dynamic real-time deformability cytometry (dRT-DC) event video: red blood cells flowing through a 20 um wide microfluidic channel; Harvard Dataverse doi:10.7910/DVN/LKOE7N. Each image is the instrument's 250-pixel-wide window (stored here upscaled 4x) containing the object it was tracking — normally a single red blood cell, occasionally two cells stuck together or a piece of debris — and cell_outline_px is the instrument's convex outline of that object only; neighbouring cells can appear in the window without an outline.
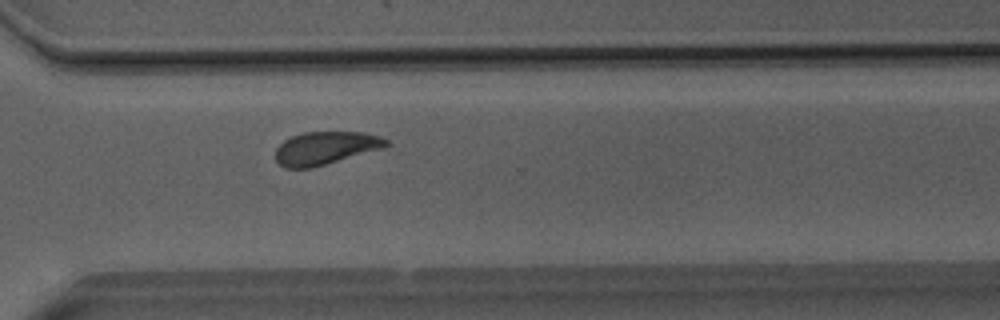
{"species": "Egyptian fruit bat (a non-hibernating species)", "species_latin": "Rousettus aegyptiacus", "temperature_condition": "room temperature", "stored_images_in_passage": 43, "camera_frame_rate_fps": 3000, "um_per_image_px": 0.085, "animal": {"sex": "male"}, "frame": {"image": 1, "passage_image": 29, "time_ms": 9.333, "image_size_px": [1000, 320], "cell_outline_px": [[388, 144], [384, 148], [312, 168], [284, 168], [276, 160], [276, 148], [284, 140], [292, 136], [304, 132], [364, 132], [380, 136], [388, 140]], "centroid_in_image_um": [27.67, 12.58], "position_along_channel_um": 342.9, "area_um2": 21.27}}
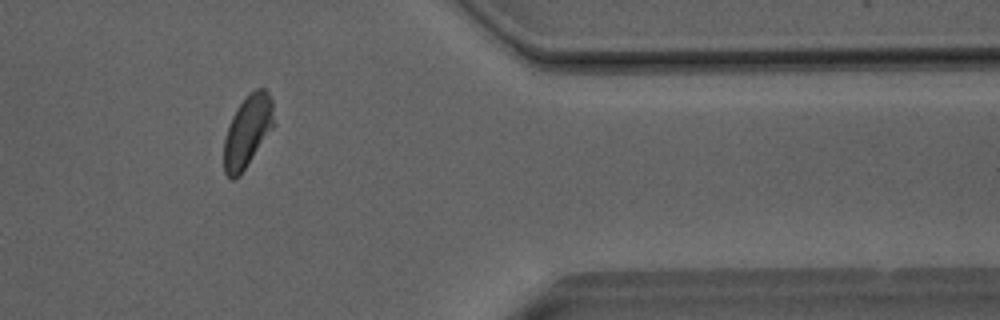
{"frame": {"image": 2, "passage_image": 34, "time_ms": 11.0, "image_size_px": [1000, 320], "cell_outline_px": [[276, 124], [240, 176], [232, 180], [224, 172], [224, 140], [232, 116], [236, 108], [248, 92], [256, 88], [264, 88], [268, 92], [272, 100]], "centroid_in_image_um": [21.07, 11.13], "position_along_channel_um": 390.3, "area_um2": 21.27}}
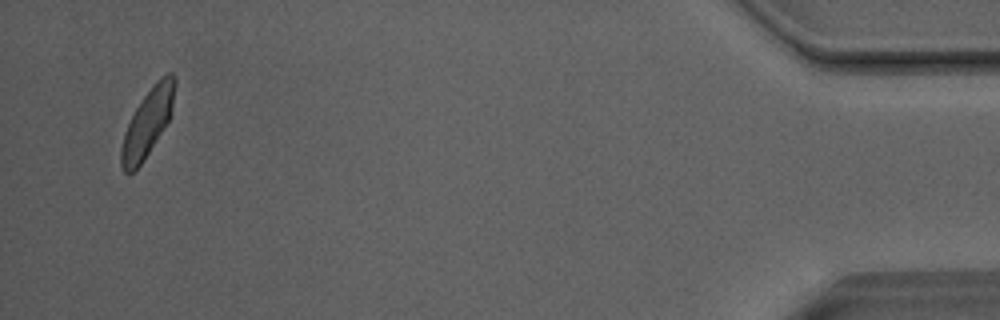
{"frame": {"image": 3, "passage_image": 41, "time_ms": 13.333, "image_size_px": [1000, 320], "cell_outline_px": [[176, 84], [172, 104], [168, 120], [164, 128], [144, 160], [132, 172], [124, 172], [120, 164], [120, 148], [124, 132], [136, 108], [144, 96], [168, 72], [172, 72], [176, 76]], "centroid_in_image_um": [12.52, 10.47], "position_along_channel_um": 422.7, "area_um2": 20.4}, "authors_computed_cell_mechanics": {"area_um2": 21.964, "velocity_mm_per_s": 4.0257, "shape_relaxation_time_tau1_ms": 4.4312, "shape_relaxation_time_tau2_ms": 1.7376, "deformation_change_tau1": 0.1163, "deformation_change_tau2": 0.0511}}